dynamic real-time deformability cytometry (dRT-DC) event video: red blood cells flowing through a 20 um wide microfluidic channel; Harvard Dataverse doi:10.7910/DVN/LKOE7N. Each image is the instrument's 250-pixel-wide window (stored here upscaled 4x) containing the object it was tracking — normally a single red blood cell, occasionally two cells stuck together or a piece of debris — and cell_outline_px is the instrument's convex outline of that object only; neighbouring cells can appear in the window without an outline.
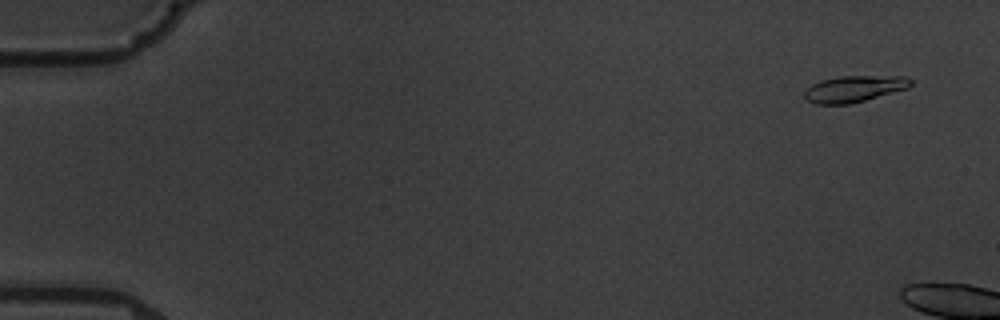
{"species": "common noctule bat (a hibernating species)", "species_latin": "Nyctalus noctula", "temperature_condition": "warm", "stored_images_in_passage": 3, "camera_frame_rate_fps": 3000, "um_per_image_px": 0.085, "animal": {"sex": "male", "body_mass_g": 19.5, "forearm_length_mm": 54.6}, "frame": {"image": 1, "passage_image": 1, "time_ms": 0.0, "image_size_px": [1000, 320], "cell_outline_px": [[912, 84], [908, 88], [852, 104], [816, 104], [808, 100], [804, 96], [804, 92], [812, 84], [820, 80], [840, 76], [904, 76], [912, 80]], "centroid_in_image_um": [72.61, 7.55], "position_along_channel_um": 12.4, "area_um2": 16.36}}